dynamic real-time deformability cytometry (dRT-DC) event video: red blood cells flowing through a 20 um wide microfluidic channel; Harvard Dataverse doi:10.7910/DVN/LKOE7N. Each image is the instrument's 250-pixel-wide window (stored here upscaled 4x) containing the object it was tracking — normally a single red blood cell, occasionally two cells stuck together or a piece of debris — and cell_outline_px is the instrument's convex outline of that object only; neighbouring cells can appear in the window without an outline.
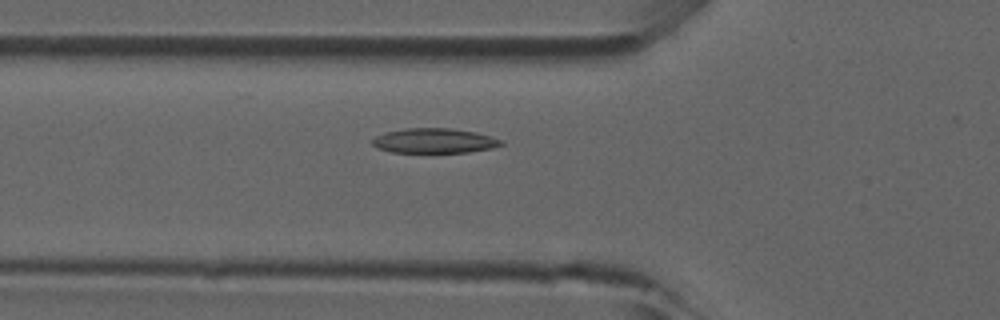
{"species": "common noctule bat (a hibernating species)", "species_latin": "Nyctalus noctula", "temperature_condition": "room temperature", "stored_images_in_passage": 17, "camera_frame_rate_fps": 3000, "um_per_image_px": 0.085, "animal": {"sex": "male", "forearm_length_mm": 52.5}, "frame": {"image": 1, "passage_image": 7, "time_ms": 2.0, "image_size_px": [1000, 320], "cell_outline_px": [[504, 144], [492, 148], [468, 152], [392, 152], [376, 148], [372, 144], [372, 140], [376, 136], [388, 132], [404, 128], [452, 128], [476, 132], [492, 136], [500, 140]], "centroid_in_image_um": [36.92, 11.96], "position_along_channel_um": 88.9, "area_um2": 18.55}}
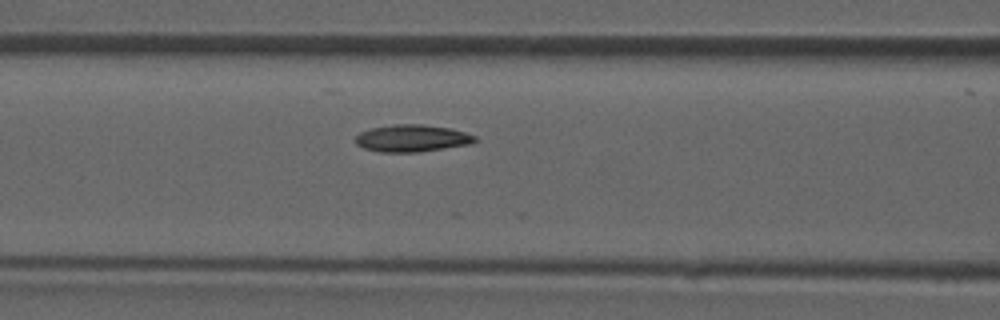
{"frame": {"image": 2, "passage_image": 10, "time_ms": 3.0, "image_size_px": [1000, 320], "cell_outline_px": [[480, 140], [472, 144], [416, 152], [380, 152], [364, 148], [356, 144], [356, 136], [360, 132], [372, 128], [396, 124], [424, 124], [448, 128], [464, 132], [476, 136]], "centroid_in_image_um": [35.05, 11.75], "position_along_channel_um": 131.5, "area_um2": 18.84}}